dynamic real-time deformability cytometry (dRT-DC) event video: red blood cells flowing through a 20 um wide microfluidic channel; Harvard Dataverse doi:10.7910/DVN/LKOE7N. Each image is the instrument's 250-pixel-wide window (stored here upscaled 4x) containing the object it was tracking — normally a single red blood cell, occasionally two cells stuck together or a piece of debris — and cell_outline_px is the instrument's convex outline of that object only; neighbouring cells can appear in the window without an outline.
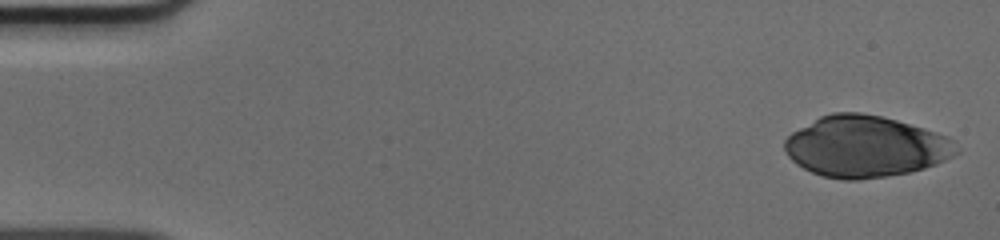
{"species": "human", "species_latin": "Homo sapiens", "temperature_condition": "cold", "stored_images_in_passage": 49, "camera_frame_rate_fps": 3000, "um_per_image_px": 0.085, "donor": {"sex": "male"}, "frame": {"image": 1, "passage_image": 1, "time_ms": 0.0, "image_size_px": [1000, 240], "cell_outline_px": [[960, 152], [936, 164], [912, 172], [888, 176], [860, 180], [844, 180], [820, 176], [796, 164], [788, 156], [784, 148], [784, 140], [792, 132], [820, 116], [832, 112], [860, 112], [880, 116], [896, 120], [924, 128], [948, 136], [952, 140]], "centroid_in_image_um": [73.55, 12.46], "position_along_channel_um": 11.4, "area_um2": 61.5}}
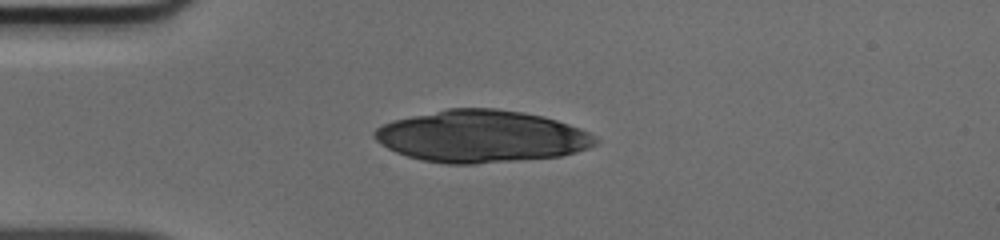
{"frame": {"image": 2, "passage_image": 12, "time_ms": 3.667, "image_size_px": [1000, 240], "cell_outline_px": [[600, 140], [596, 144], [588, 148], [576, 152], [560, 156], [476, 164], [448, 164], [420, 160], [396, 152], [380, 144], [372, 136], [372, 132], [376, 128], [392, 120], [448, 108], [496, 108], [524, 112], [544, 116], [580, 128], [596, 136]], "centroid_in_image_um": [40.91, 11.59], "position_along_channel_um": 44.1, "area_um2": 67.28}}